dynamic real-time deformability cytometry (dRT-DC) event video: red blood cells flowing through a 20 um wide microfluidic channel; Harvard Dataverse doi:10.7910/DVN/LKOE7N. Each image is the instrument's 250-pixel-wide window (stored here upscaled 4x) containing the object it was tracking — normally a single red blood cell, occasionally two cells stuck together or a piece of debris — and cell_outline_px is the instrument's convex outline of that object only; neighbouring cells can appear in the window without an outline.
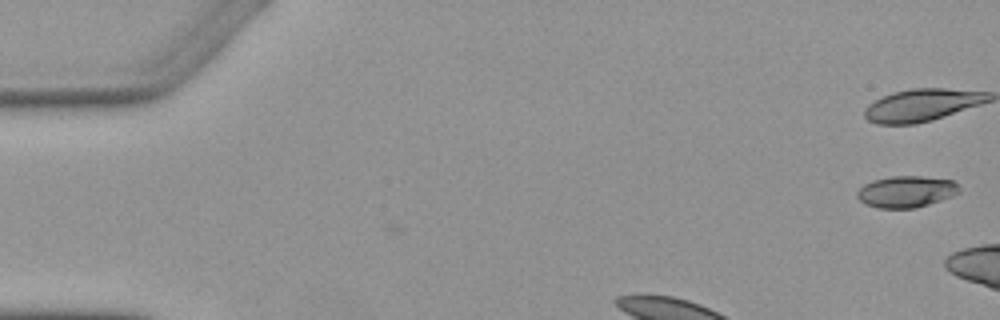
{"species": "Egyptian fruit bat (a non-hibernating species)", "species_latin": "Rousettus aegyptiacus", "temperature_condition": "warm", "stored_images_in_passage": 2, "camera_frame_rate_fps": 3000, "um_per_image_px": 0.085, "animal": {"sex": "female"}, "frame": {"image": 1, "passage_image": 2, "time_ms": 1.0, "image_size_px": [1000, 320], "cell_outline_px": [[960, 192], [952, 196], [916, 208], [876, 208], [864, 204], [856, 196], [856, 192], [864, 184], [872, 180], [892, 176], [920, 176], [952, 180], [960, 188]], "centroid_in_image_um": [76.99, 16.29], "position_along_channel_um": 8.0, "area_um2": 18.79}}